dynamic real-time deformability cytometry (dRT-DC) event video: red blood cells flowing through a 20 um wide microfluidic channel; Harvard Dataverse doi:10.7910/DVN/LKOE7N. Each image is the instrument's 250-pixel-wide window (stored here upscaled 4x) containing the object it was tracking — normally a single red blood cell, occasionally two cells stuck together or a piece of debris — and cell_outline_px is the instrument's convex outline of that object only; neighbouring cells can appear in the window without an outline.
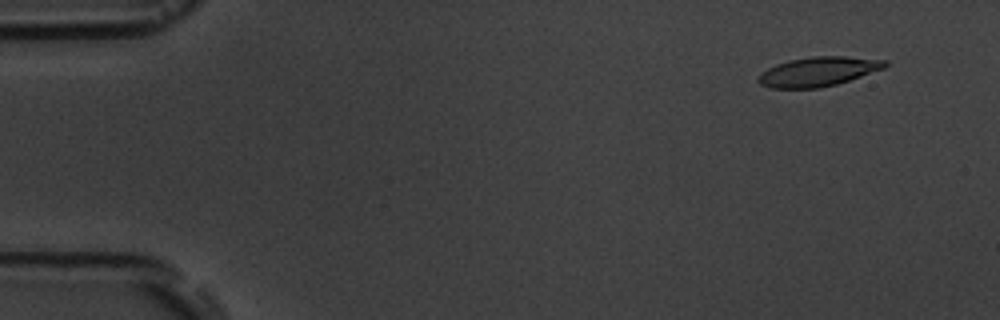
{"species": "common noctule bat (a hibernating species)", "species_latin": "Nyctalus noctula", "temperature_condition": "room temperature", "stored_images_in_passage": 6, "camera_frame_rate_fps": 3000, "um_per_image_px": 0.085, "animal": {"sex": "male", "body_mass_g": 19.5, "forearm_length_mm": 54.6}, "frame": {"image": 1, "passage_image": 2, "time_ms": 1.333, "image_size_px": [1000, 320], "cell_outline_px": [[888, 64], [884, 68], [836, 84], [820, 88], [768, 88], [760, 84], [756, 80], [756, 76], [760, 72], [776, 64], [788, 60], [812, 56], [844, 56], [888, 60]], "centroid_in_image_um": [69.49, 6.08], "position_along_channel_um": 15.5, "area_um2": 21.79}}
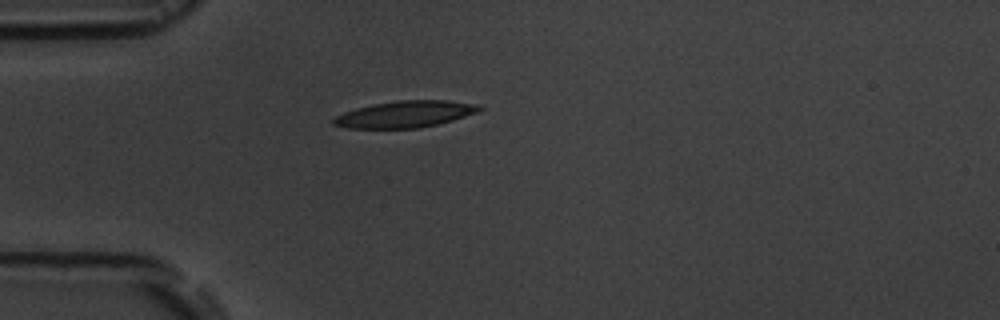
{"frame": {"image": 2, "passage_image": 5, "time_ms": 5.0, "image_size_px": [1000, 320], "cell_outline_px": [[484, 108], [476, 112], [452, 120], [420, 128], [348, 128], [332, 124], [332, 120], [336, 116], [344, 112], [356, 108], [372, 104], [396, 100], [448, 100], [480, 104]], "centroid_in_image_um": [34.44, 9.69], "position_along_channel_um": 50.6, "area_um2": 22.6}}